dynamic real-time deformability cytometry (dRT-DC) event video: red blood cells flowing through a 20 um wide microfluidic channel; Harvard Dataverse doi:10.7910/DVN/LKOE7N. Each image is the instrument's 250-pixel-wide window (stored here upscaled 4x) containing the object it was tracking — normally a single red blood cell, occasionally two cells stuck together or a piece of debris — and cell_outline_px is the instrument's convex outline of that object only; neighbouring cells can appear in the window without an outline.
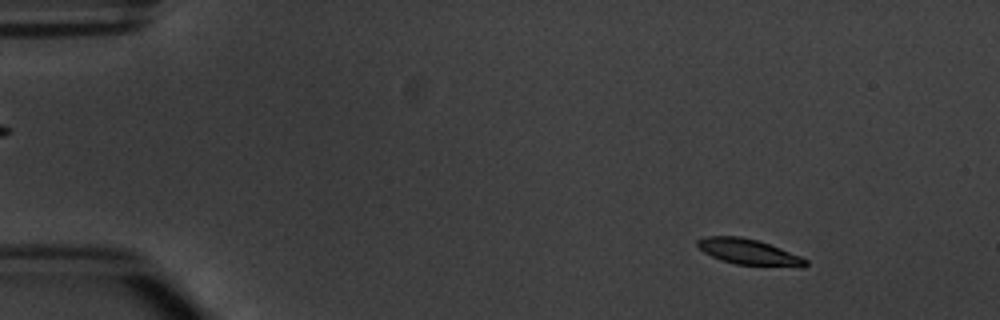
{"species": "common noctule bat (a hibernating species)", "species_latin": "Nyctalus noctula", "temperature_condition": "warm", "stored_images_in_passage": 9, "camera_frame_rate_fps": 3000, "um_per_image_px": 0.085, "animal": {"sex": "male", "body_mass_g": 20.1, "forearm_length_mm": 53.5}, "frame": {"image": 1, "passage_image": 2, "time_ms": 1.0, "image_size_px": [1000, 320], "cell_outline_px": [[808, 264], [804, 268], [800, 268], [736, 264], [720, 260], [704, 252], [696, 244], [696, 240], [708, 236], [740, 236], [756, 240], [780, 248], [800, 256], [808, 260]], "centroid_in_image_um": [63.68, 21.43], "position_along_channel_um": 21.3, "area_um2": 16.3}}
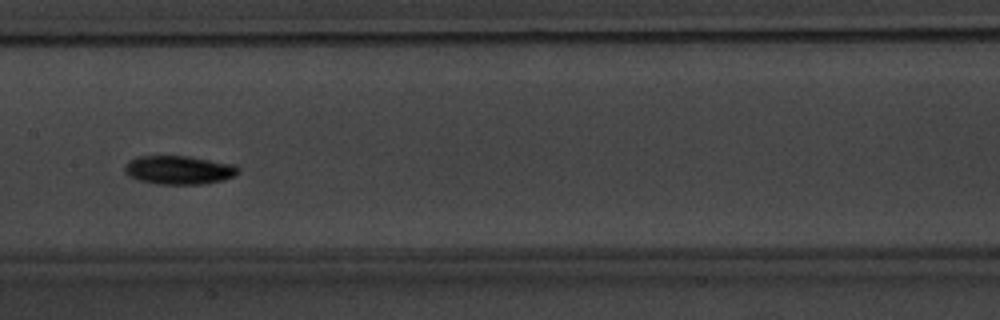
{"frame": {"image": 2, "passage_image": 8, "time_ms": 8.0, "image_size_px": [1000, 320], "cell_outline_px": [[240, 172], [236, 176], [224, 180], [204, 184], [156, 184], [140, 180], [128, 176], [124, 172], [124, 164], [128, 160], [140, 156], [188, 156], [236, 164], [240, 168]], "centroid_in_image_um": [15.24, 14.45], "position_along_channel_um": 192.2, "area_um2": 19.31}}